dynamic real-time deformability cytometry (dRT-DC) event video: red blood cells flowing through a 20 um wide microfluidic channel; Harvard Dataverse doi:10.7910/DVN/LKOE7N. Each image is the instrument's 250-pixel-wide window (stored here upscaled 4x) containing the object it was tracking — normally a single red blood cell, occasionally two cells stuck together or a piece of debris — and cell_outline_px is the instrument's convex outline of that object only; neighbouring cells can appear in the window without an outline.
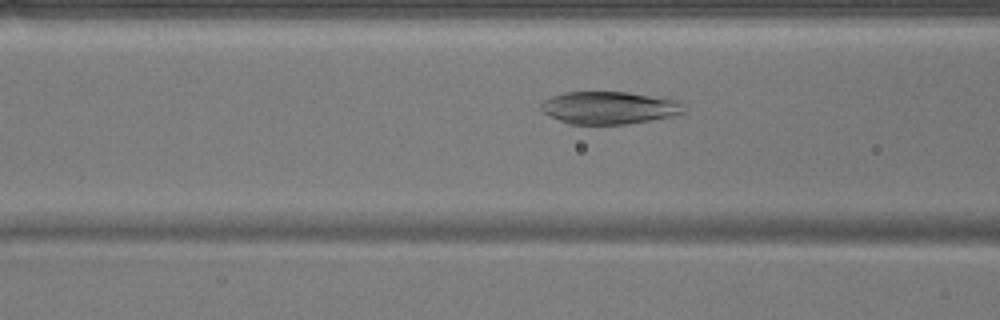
{"species": "common noctule bat (a hibernating species)", "species_latin": "Nyctalus noctula", "temperature_condition": "warm", "stored_images_in_passage": 52, "camera_frame_rate_fps": 3000, "um_per_image_px": 0.085, "animal": {"sex": "male", "body_mass_g": 17.9}, "frame": {"image": 1, "passage_image": 20, "time_ms": 6.333, "image_size_px": [1000, 320], "cell_outline_px": [[688, 112], [672, 116], [624, 124], [568, 124], [544, 112], [540, 108], [540, 104], [544, 100], [552, 96], [564, 92], [628, 92], [680, 100], [684, 104]], "centroid_in_image_um": [51.83, 9.15], "position_along_channel_um": 114.8, "area_um2": 27.17}}
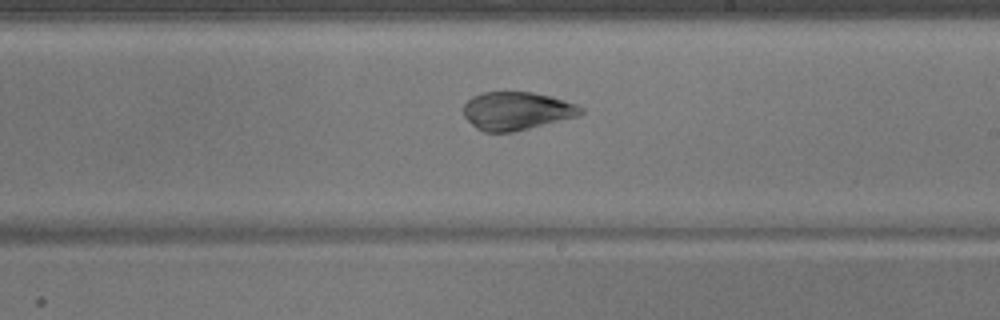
{"frame": {"image": 2, "passage_image": 30, "time_ms": 9.667, "image_size_px": [1000, 320], "cell_outline_px": [[584, 112], [580, 116], [512, 132], [484, 132], [476, 128], [464, 116], [464, 104], [472, 96], [480, 92], [532, 92], [552, 96], [576, 104], [584, 108]], "centroid_in_image_um": [43.94, 9.42], "position_along_channel_um": 245.1, "area_um2": 26.18}}
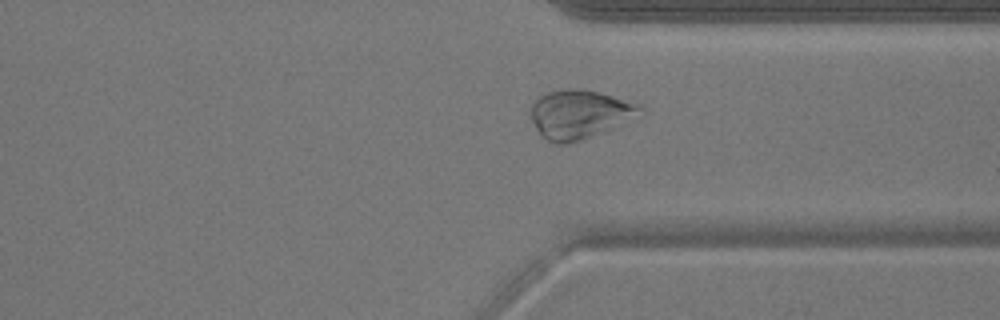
{"frame": {"image": 3, "passage_image": 39, "time_ms": 12.667, "image_size_px": [1000, 320], "cell_outline_px": [[644, 116], [584, 140], [572, 144], [552, 144], [540, 136], [532, 120], [528, 108], [532, 100], [548, 92], [568, 88], [580, 88], [596, 92], [640, 104], [644, 108]], "centroid_in_image_um": [49.27, 9.74], "position_along_channel_um": 362.1, "area_um2": 32.08}}